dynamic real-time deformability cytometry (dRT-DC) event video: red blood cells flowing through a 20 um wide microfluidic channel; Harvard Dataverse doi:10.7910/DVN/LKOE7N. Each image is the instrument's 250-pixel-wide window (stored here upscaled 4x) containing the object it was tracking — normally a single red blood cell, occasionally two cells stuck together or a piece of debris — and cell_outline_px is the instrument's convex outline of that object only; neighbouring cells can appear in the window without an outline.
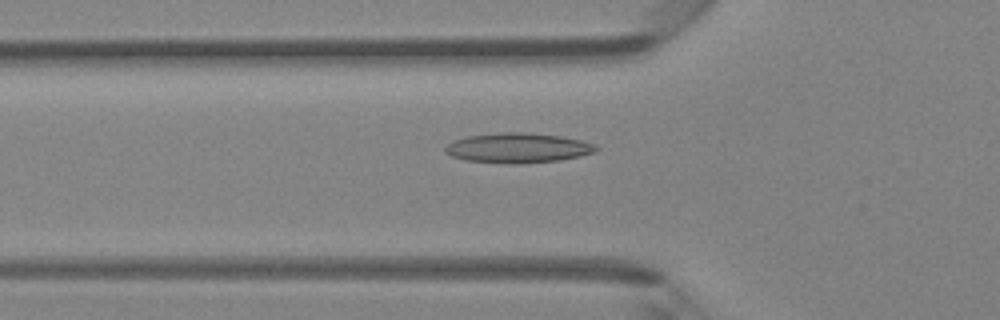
{"species": "Egyptian fruit bat (a non-hibernating species)", "species_latin": "Rousettus aegyptiacus", "temperature_condition": "room temperature", "stored_images_in_passage": 46, "camera_frame_rate_fps": 3000, "um_per_image_px": 0.085, "animal": {"sex": "female"}, "frame": {"image": 1, "passage_image": 15, "time_ms": 4.667, "image_size_px": [1000, 320], "cell_outline_px": [[600, 148], [596, 152], [580, 156], [560, 160], [512, 164], [464, 160], [452, 156], [444, 152], [444, 148], [452, 140], [468, 136], [504, 132], [524, 132], [560, 136], [580, 140], [592, 144]], "centroid_in_image_um": [44.0, 12.57], "position_along_channel_um": 81.8, "area_um2": 26.18}}
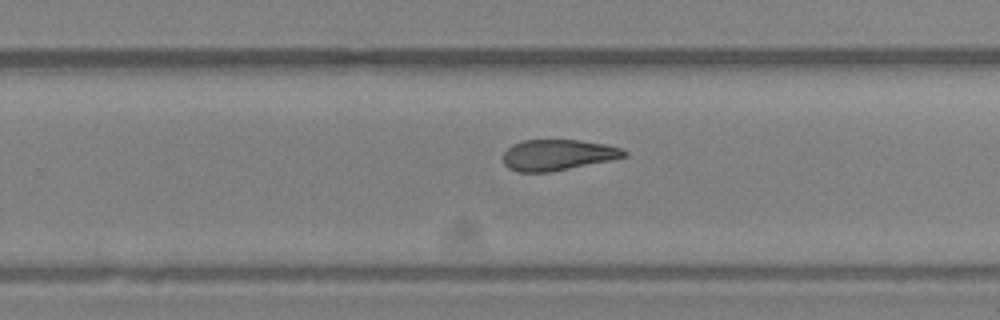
{"frame": {"image": 2, "passage_image": 29, "time_ms": 9.333, "image_size_px": [1000, 320], "cell_outline_px": [[628, 156], [612, 160], [548, 172], [520, 172], [508, 168], [504, 164], [504, 152], [512, 144], [520, 140], [580, 140], [604, 144], [620, 148], [628, 152]], "centroid_in_image_um": [47.41, 13.16], "position_along_channel_um": 282.4, "area_um2": 21.73}}
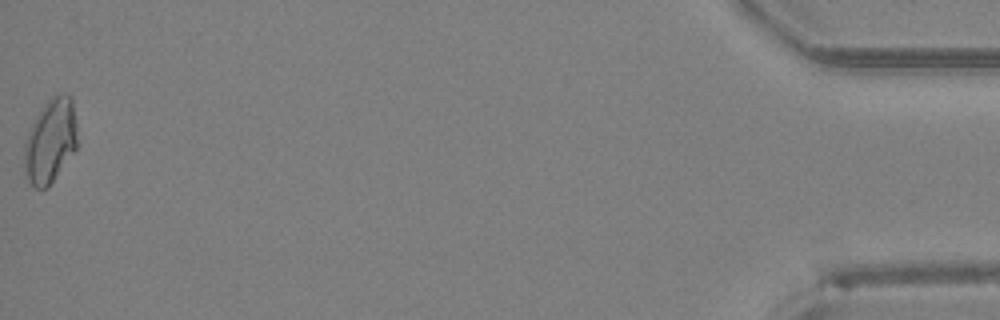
{"frame": {"image": 3, "passage_image": 46, "time_ms": 15.0, "image_size_px": [1000, 320], "cell_outline_px": [[80, 144], [48, 188], [36, 188], [28, 180], [24, 168], [24, 144], [28, 132], [36, 116], [48, 100], [52, 96], [60, 92], [72, 96]], "centroid_in_image_um": [4.33, 11.97], "position_along_channel_um": 430.9, "area_um2": 26.47}, "authors_computed_cell_mechanics": {"area_um2": 23.3801, "velocity_mm_per_s": 4.3132, "shape_relaxation_time_tau1_ms": null, "shape_relaxation_time_tau2_ms": 3.1119, "deformation_change_tau1": null, "deformation_change_tau2": 0.1169}}